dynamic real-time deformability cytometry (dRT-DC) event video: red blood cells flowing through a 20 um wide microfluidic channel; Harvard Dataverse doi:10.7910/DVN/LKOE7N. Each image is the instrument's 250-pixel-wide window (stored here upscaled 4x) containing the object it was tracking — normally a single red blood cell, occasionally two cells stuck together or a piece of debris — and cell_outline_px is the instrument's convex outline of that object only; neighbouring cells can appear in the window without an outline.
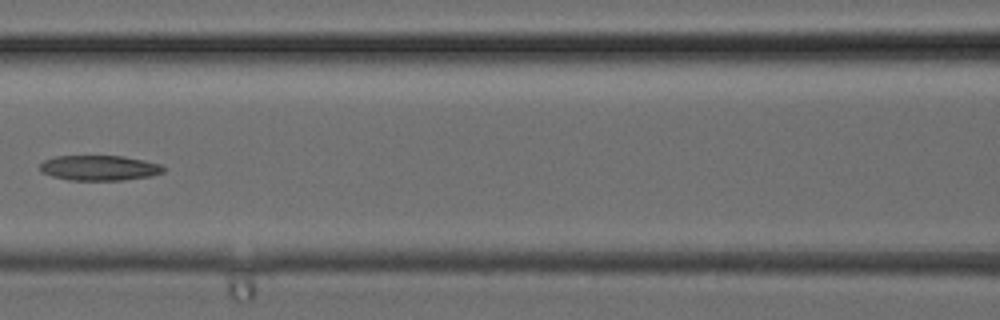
{"species": "common noctule bat (a hibernating species)", "species_latin": "Nyctalus noctula", "temperature_condition": "cold", "stored_images_in_passage": 33, "camera_frame_rate_fps": 3000, "um_per_image_px": 0.085, "animal": {"sex": "female", "body_mass_g": 24.6, "forearm_length_mm": 56.2}, "frame": {"image": 1, "passage_image": 15, "time_ms": 4.667, "image_size_px": [1000, 320], "cell_outline_px": [[164, 172], [152, 176], [124, 180], [68, 180], [52, 176], [40, 172], [40, 164], [44, 160], [56, 156], [124, 156], [144, 160], [160, 164], [164, 168]], "centroid_in_image_um": [8.44, 14.27], "position_along_channel_um": 158.2, "area_um2": 18.21}}
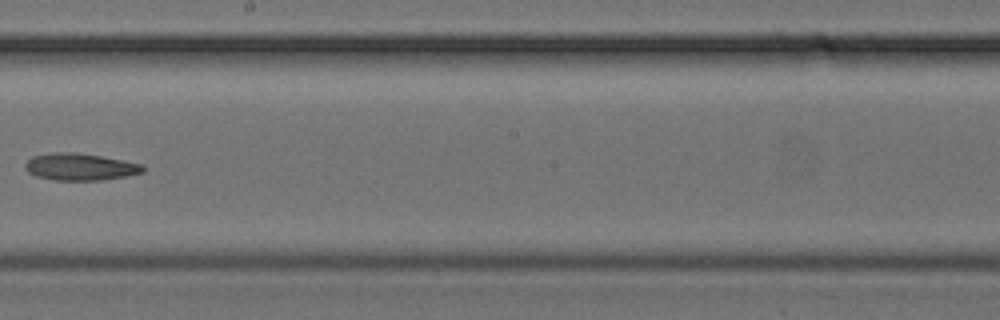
{"frame": {"image": 2, "passage_image": 19, "time_ms": 6.0, "image_size_px": [1000, 320], "cell_outline_px": [[144, 172], [124, 176], [100, 180], [56, 180], [36, 176], [28, 172], [24, 168], [24, 164], [32, 156], [52, 152], [76, 152], [124, 160], [144, 164]], "centroid_in_image_um": [6.79, 14.17], "position_along_channel_um": 241.4, "area_um2": 18.55}}